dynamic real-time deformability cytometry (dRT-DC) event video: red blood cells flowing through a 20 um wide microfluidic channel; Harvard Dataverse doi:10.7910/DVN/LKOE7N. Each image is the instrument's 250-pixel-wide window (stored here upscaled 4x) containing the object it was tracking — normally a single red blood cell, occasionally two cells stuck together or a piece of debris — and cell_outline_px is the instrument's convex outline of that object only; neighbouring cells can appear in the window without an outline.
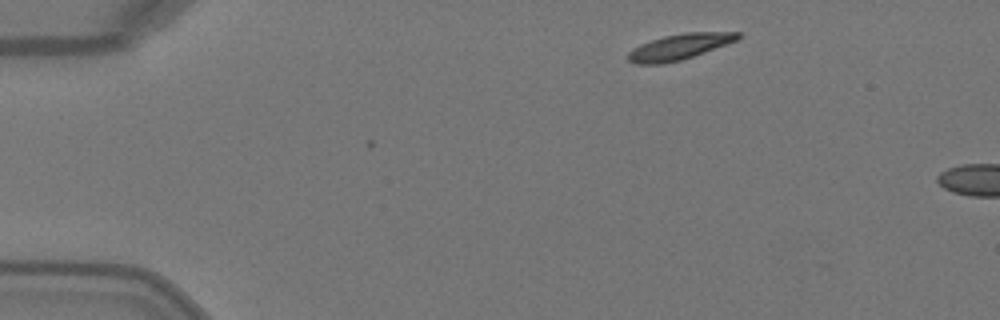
{"species": "Egyptian fruit bat (a non-hibernating species)", "species_latin": "Rousettus aegyptiacus", "temperature_condition": "warm", "stored_images_in_passage": 2, "camera_frame_rate_fps": 3000, "um_per_image_px": 0.085, "animal": {"sex": "female"}, "frame": {"image": 1, "passage_image": 1, "time_ms": 0.0, "image_size_px": [1000, 320], "cell_outline_px": [[740, 36], [736, 40], [704, 52], [680, 60], [660, 64], [636, 64], [628, 60], [628, 52], [640, 44], [664, 36], [684, 32], [740, 32]], "centroid_in_image_um": [57.71, 3.97], "position_along_channel_um": 27.3, "area_um2": 16.13}}